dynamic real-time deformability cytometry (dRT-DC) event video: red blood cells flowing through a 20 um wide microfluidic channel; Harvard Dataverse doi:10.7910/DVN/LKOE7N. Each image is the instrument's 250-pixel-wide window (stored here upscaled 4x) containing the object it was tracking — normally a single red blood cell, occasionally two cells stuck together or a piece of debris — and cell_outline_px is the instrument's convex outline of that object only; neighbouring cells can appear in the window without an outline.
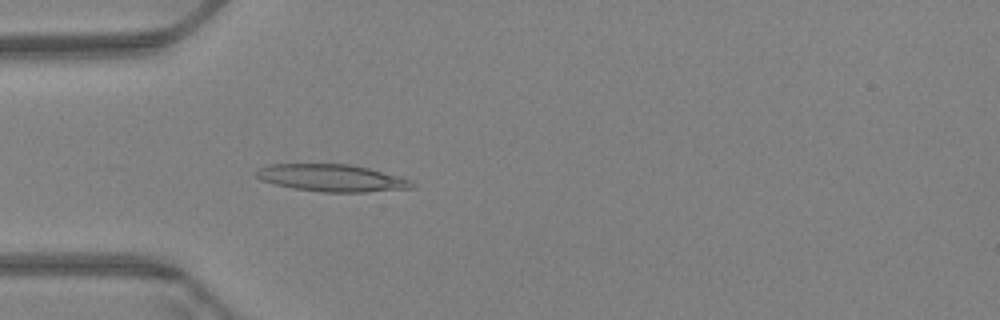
{"species": "Egyptian fruit bat (a non-hibernating species)", "species_latin": "Rousettus aegyptiacus", "temperature_condition": "warm", "stored_images_in_passage": 59, "camera_frame_rate_fps": 3000, "um_per_image_px": 0.085, "animal": {"sex": "female"}, "frame": {"image": 1, "passage_image": 17, "time_ms": 5.333, "image_size_px": [1000, 320], "cell_outline_px": [[416, 188], [364, 192], [320, 192], [292, 188], [260, 180], [256, 176], [256, 172], [260, 168], [268, 164], [352, 164], [400, 176], [412, 180], [416, 184]], "centroid_in_image_um": [28.25, 15.13], "position_along_channel_um": 56.7, "area_um2": 24.85}}
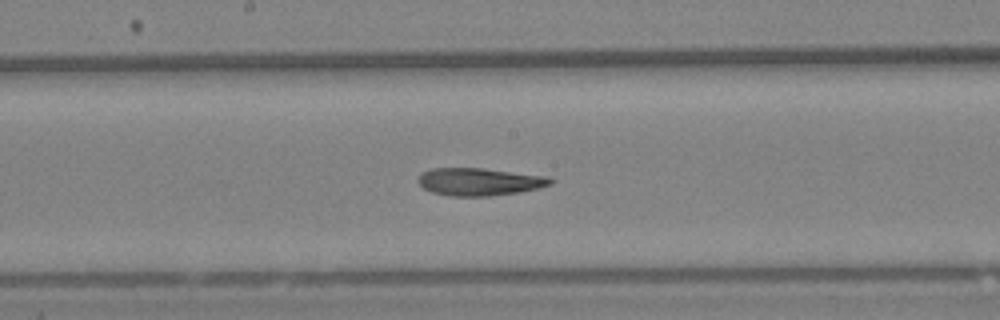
{"frame": {"image": 2, "passage_image": 31, "time_ms": 10.0, "image_size_px": [1000, 320], "cell_outline_px": [[556, 180], [552, 184], [540, 188], [520, 192], [488, 196], [448, 196], [432, 192], [424, 188], [416, 180], [420, 172], [432, 168], [484, 168], [548, 176]], "centroid_in_image_um": [40.76, 15.44], "position_along_channel_um": 207.4, "area_um2": 21.62}}
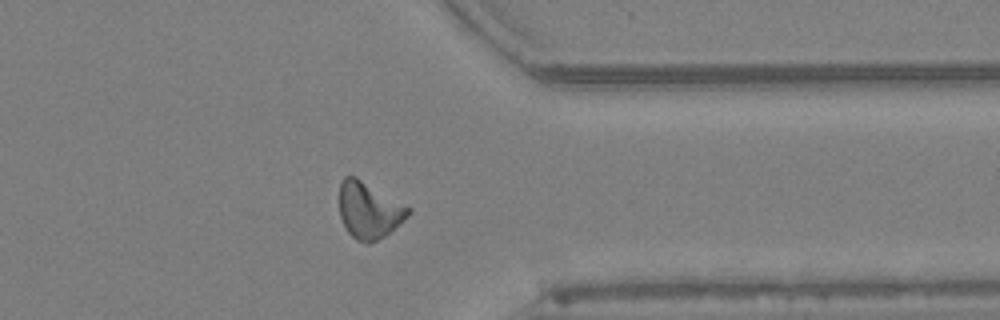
{"frame": {"image": 3, "passage_image": 47, "time_ms": 15.333, "image_size_px": [1000, 320], "cell_outline_px": [[412, 208], [408, 216], [404, 220], [384, 236], [368, 244], [356, 240], [348, 232], [340, 216], [340, 184], [344, 176], [356, 176]], "centroid_in_image_um": [31.37, 17.86], "position_along_channel_um": 380.0, "area_um2": 22.54}, "authors_computed_cell_mechanics": {"area_um2": 21.7328, "velocity_mm_per_s": 3.3517, "shape_relaxation_time_tau1_ms": null, "shape_relaxation_time_tau2_ms": 6.7015, "deformation_change_tau1": null, "deformation_change_tau2": 0.1652}}